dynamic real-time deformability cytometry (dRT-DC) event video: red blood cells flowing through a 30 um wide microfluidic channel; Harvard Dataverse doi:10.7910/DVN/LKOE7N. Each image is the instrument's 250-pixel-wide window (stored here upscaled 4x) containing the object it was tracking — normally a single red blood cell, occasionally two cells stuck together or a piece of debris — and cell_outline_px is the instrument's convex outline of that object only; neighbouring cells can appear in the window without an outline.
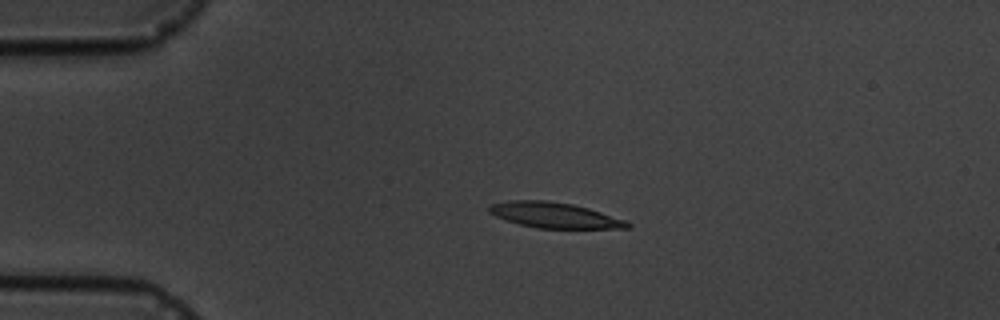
{"species": "common noctule bat (a hibernating species)", "species_latin": "Nyctalus noctula", "temperature_condition": "cold", "stored_images_in_passage": 4, "camera_frame_rate_fps": 3000, "um_per_image_px": 0.085, "animal": {"sex": "male", "body_mass_g": 19.5, "forearm_length_mm": 54.6}, "frame": {"image": 1, "passage_image": 3, "time_ms": 3.0, "image_size_px": [1000, 320], "cell_outline_px": [[632, 228], [536, 228], [520, 224], [496, 216], [488, 212], [488, 204], [508, 200], [548, 200], [572, 204], [588, 208], [628, 220], [632, 224]], "centroid_in_image_um": [47.15, 18.28], "position_along_channel_um": 37.8, "area_um2": 20.69}}